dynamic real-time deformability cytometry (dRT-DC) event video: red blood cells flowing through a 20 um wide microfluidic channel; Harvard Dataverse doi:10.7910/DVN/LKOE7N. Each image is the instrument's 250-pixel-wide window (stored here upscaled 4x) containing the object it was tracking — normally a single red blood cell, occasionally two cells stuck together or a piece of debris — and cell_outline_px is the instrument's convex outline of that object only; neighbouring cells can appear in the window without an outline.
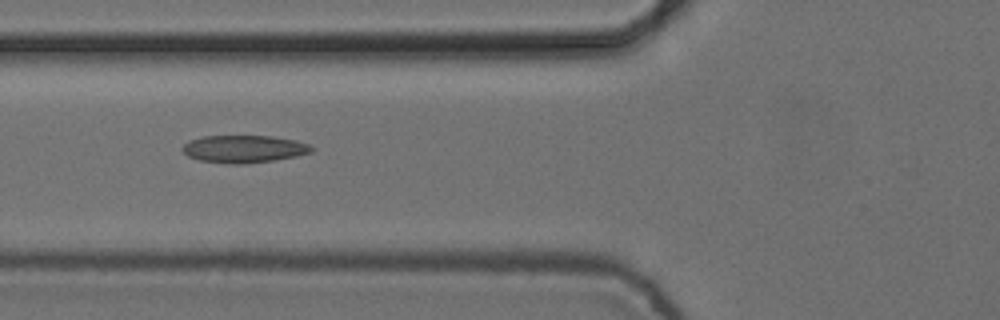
{"species": "common noctule bat (a hibernating species)", "species_latin": "Nyctalus noctula", "temperature_condition": "cold", "stored_images_in_passage": 8, "camera_frame_rate_fps": 3000, "um_per_image_px": 0.085, "animal": {"sex": "female", "body_mass_g": 24.6, "forearm_length_mm": 56.2}, "frame": {"image": 1, "passage_image": 6, "time_ms": 1.667, "image_size_px": [1000, 320], "cell_outline_px": [[312, 152], [296, 156], [272, 160], [240, 164], [232, 164], [200, 160], [188, 156], [180, 148], [188, 140], [204, 136], [272, 136], [296, 140], [308, 144], [312, 148]], "centroid_in_image_um": [20.7, 12.65], "position_along_channel_um": 105.1, "area_um2": 20.52}}
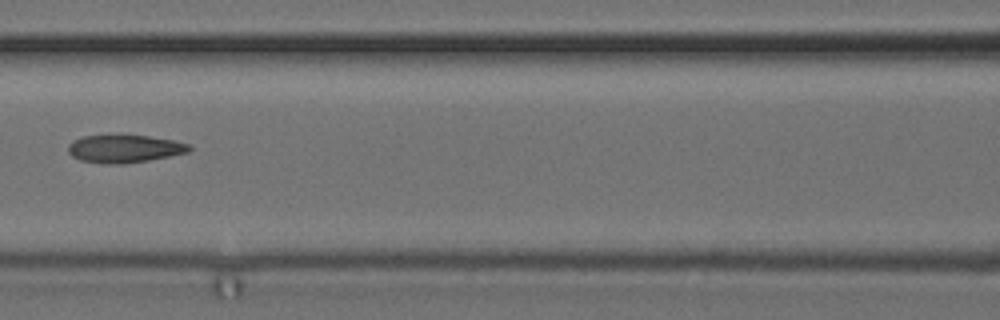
{"frame": {"image": 2, "passage_image": 7, "time_ms": 2.0, "image_size_px": [1000, 320], "cell_outline_px": [[192, 148], [188, 152], [148, 160], [124, 164], [100, 164], [80, 160], [72, 156], [68, 152], [68, 144], [72, 140], [84, 136], [148, 136], [172, 140], [192, 144]], "centroid_in_image_um": [10.56, 12.66], "position_along_channel_um": 156.0, "area_um2": 19.54}}
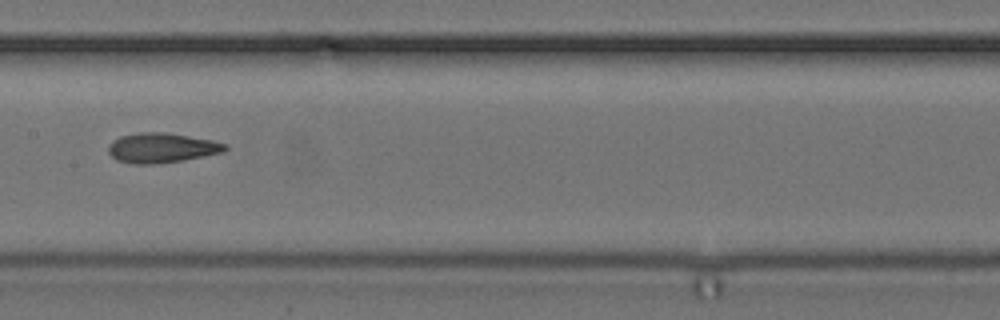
{"frame": {"image": 3, "passage_image": 8, "time_ms": 2.333, "image_size_px": [1000, 320], "cell_outline_px": [[228, 148], [224, 152], [184, 160], [156, 164], [132, 164], [116, 160], [108, 152], [108, 144], [112, 140], [120, 136], [140, 132], [164, 132], [212, 140], [228, 144]], "centroid_in_image_um": [13.73, 12.57], "position_along_channel_um": 193.7, "area_um2": 20.46}}